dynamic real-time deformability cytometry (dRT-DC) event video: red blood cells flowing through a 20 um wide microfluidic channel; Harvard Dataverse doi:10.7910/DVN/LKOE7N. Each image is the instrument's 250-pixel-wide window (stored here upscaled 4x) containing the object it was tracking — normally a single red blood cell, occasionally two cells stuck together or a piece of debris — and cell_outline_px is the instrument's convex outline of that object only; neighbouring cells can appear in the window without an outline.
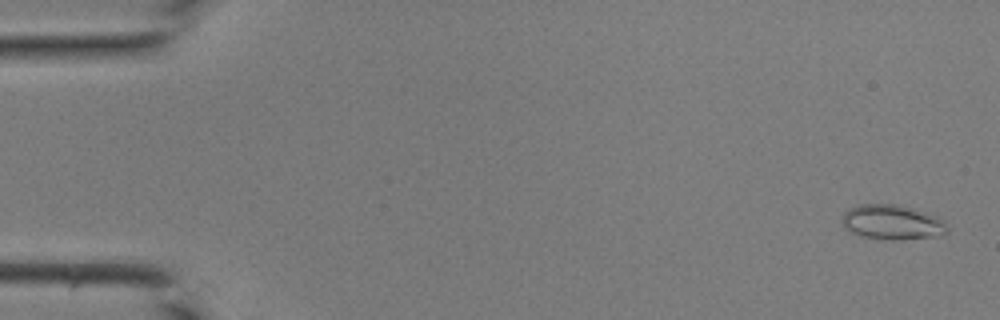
{"species": "common noctule bat (a hibernating species)", "species_latin": "Nyctalus noctula", "temperature_condition": "room temperature", "stored_images_in_passage": 45, "camera_frame_rate_fps": 3000, "um_per_image_px": 0.085, "animal": {"sex": "male", "body_mass_g": 19.0, "forearm_length_mm": 50.8}, "frame": {"image": 1, "passage_image": 2, "time_ms": 0.333, "image_size_px": [1000, 320], "cell_outline_px": [[948, 232], [932, 236], [900, 240], [892, 240], [860, 236], [844, 228], [844, 212], [848, 208], [860, 204], [896, 204], [912, 208], [940, 216], [944, 220], [948, 228]], "centroid_in_image_um": [75.86, 18.88], "position_along_channel_um": 9.1, "area_um2": 21.33}}
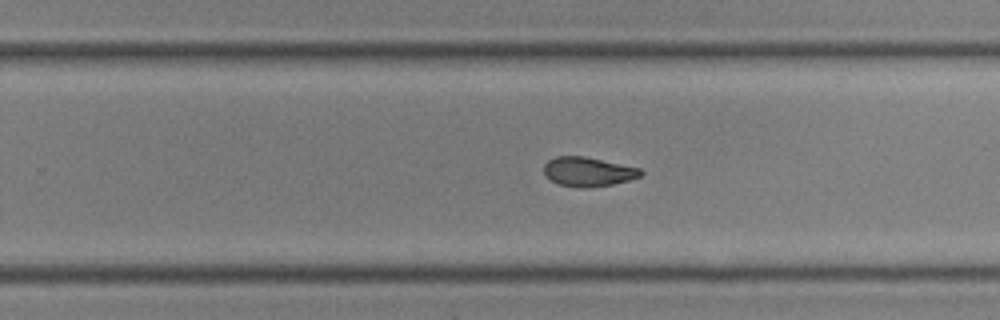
{"frame": {"image": 2, "passage_image": 29, "time_ms": 9.333, "image_size_px": [1000, 320], "cell_outline_px": [[644, 172], [640, 176], [628, 180], [612, 184], [588, 188], [580, 188], [556, 184], [544, 172], [544, 164], [548, 160], [556, 156], [584, 156], [640, 168]], "centroid_in_image_um": [49.98, 14.6], "position_along_channel_um": 279.8, "area_um2": 16.47}}
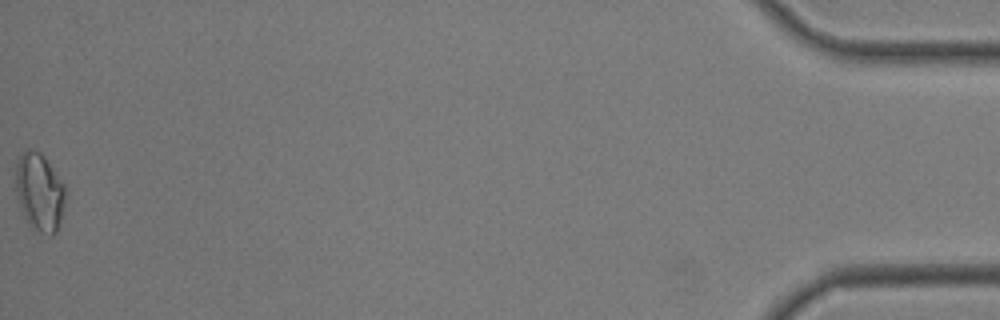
{"frame": {"image": 3, "passage_image": 45, "time_ms": 14.667, "image_size_px": [1000, 320], "cell_outline_px": [[68, 196], [56, 232], [52, 236], [40, 232], [32, 228], [28, 224], [24, 216], [16, 192], [16, 164], [20, 156], [28, 148], [40, 152], [44, 156], [64, 184]], "centroid_in_image_um": [3.39, 16.34], "position_along_channel_um": 431.8, "area_um2": 22.66}}